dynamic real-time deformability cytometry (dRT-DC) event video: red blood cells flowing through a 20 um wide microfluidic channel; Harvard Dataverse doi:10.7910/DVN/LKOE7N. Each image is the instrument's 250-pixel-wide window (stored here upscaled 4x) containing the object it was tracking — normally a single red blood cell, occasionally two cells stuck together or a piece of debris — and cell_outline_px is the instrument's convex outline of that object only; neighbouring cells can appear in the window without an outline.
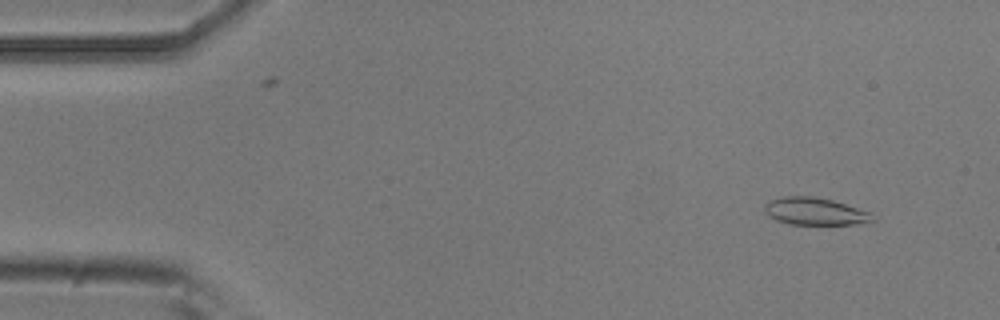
{"species": "common noctule bat (a hibernating species)", "species_latin": "Nyctalus noctula", "temperature_condition": "room temperature", "stored_images_in_passage": 5, "camera_frame_rate_fps": 3000, "um_per_image_px": 0.085, "animal": {"sex": "male", "body_mass_g": 20.5, "forearm_length_mm": 52.5}, "frame": {"image": 1, "passage_image": 2, "time_ms": 0.333, "image_size_px": [1000, 320], "cell_outline_px": [[876, 220], [856, 224], [788, 224], [776, 220], [768, 216], [764, 212], [764, 204], [768, 200], [784, 196], [816, 196], [832, 200], [868, 212], [876, 216]], "centroid_in_image_um": [69.22, 17.96], "position_along_channel_um": 15.8, "area_um2": 17.28}}